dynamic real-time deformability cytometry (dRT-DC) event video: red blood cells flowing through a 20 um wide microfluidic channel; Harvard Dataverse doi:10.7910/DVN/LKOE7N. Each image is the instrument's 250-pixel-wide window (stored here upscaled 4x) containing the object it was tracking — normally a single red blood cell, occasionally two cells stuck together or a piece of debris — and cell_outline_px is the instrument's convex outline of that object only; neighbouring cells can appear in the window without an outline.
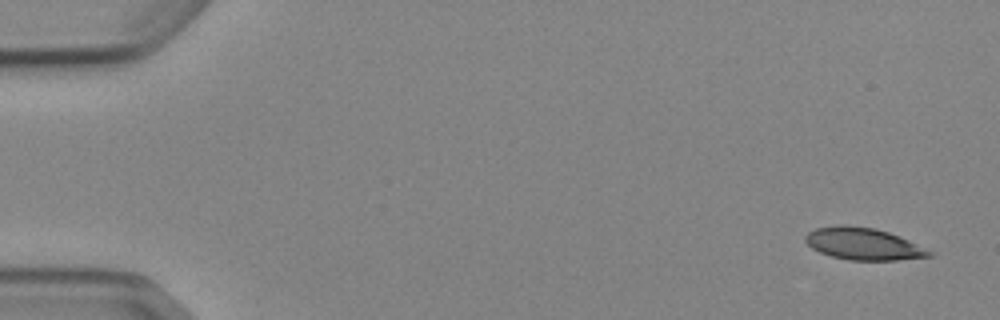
{"species": "Egyptian fruit bat (a non-hibernating species)", "species_latin": "Rousettus aegyptiacus", "temperature_condition": "cold", "stored_images_in_passage": 4, "camera_frame_rate_fps": 3000, "um_per_image_px": 0.085, "animal": {"sex": "female"}, "frame": {"image": 1, "passage_image": 1, "time_ms": 0.0, "image_size_px": [1000, 320], "cell_outline_px": [[936, 252], [932, 256], [896, 260], [848, 260], [832, 256], [820, 252], [812, 248], [804, 240], [804, 236], [808, 232], [816, 228], [840, 224], [876, 228], [888, 232], [908, 240]], "centroid_in_image_um": [73.39, 20.72], "position_along_channel_um": 11.6, "area_um2": 23.18}}
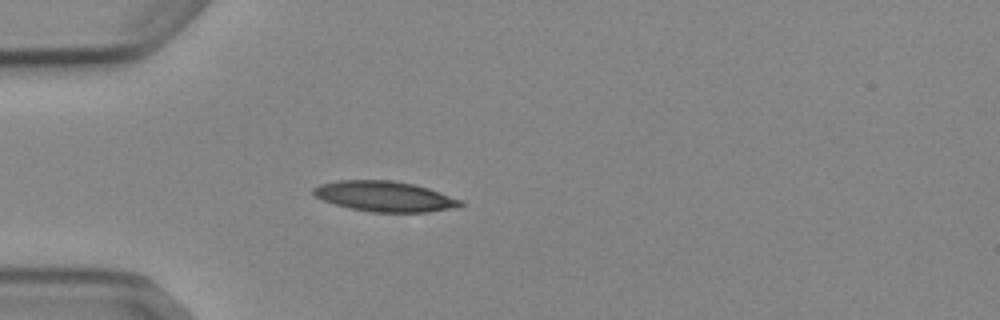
{"frame": {"image": 2, "passage_image": 4, "time_ms": 4.333, "image_size_px": [1000, 320], "cell_outline_px": [[464, 204], [452, 208], [428, 212], [372, 212], [348, 208], [324, 200], [316, 196], [312, 192], [312, 188], [320, 184], [336, 180], [392, 180], [412, 184], [428, 188], [464, 200]], "centroid_in_image_um": [32.7, 16.69], "position_along_channel_um": 52.3, "area_um2": 26.01}}